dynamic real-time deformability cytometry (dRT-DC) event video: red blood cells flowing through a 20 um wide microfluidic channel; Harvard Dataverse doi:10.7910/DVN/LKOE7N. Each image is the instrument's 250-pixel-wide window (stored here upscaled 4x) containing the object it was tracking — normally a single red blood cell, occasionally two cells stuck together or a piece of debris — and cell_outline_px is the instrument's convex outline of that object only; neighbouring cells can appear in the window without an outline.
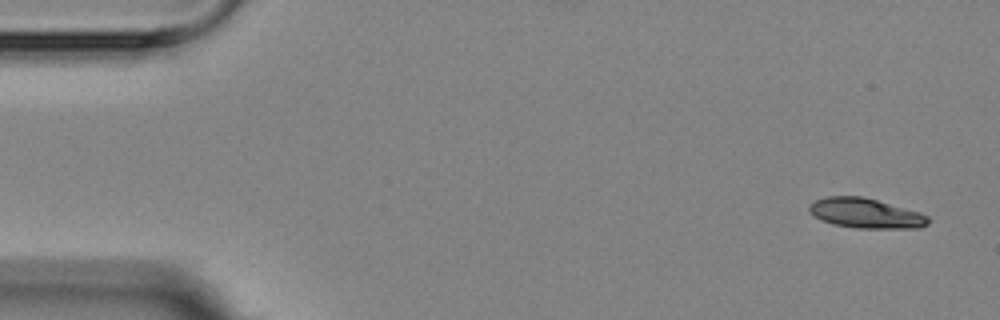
{"species": "Egyptian fruit bat (a non-hibernating species)", "species_latin": "Rousettus aegyptiacus", "temperature_condition": "room temperature", "stored_images_in_passage": 5, "camera_frame_rate_fps": 3000, "um_per_image_px": 0.085, "animal": {"sex": "female"}, "frame": {"image": 1, "passage_image": 1, "time_ms": 0.0, "image_size_px": [1000, 320], "cell_outline_px": [[928, 224], [920, 228], [856, 228], [832, 224], [820, 220], [812, 216], [808, 212], [808, 204], [816, 200], [828, 196], [864, 196], [920, 212], [928, 216]], "centroid_in_image_um": [73.54, 18.12], "position_along_channel_um": 11.5, "area_um2": 20.98}}
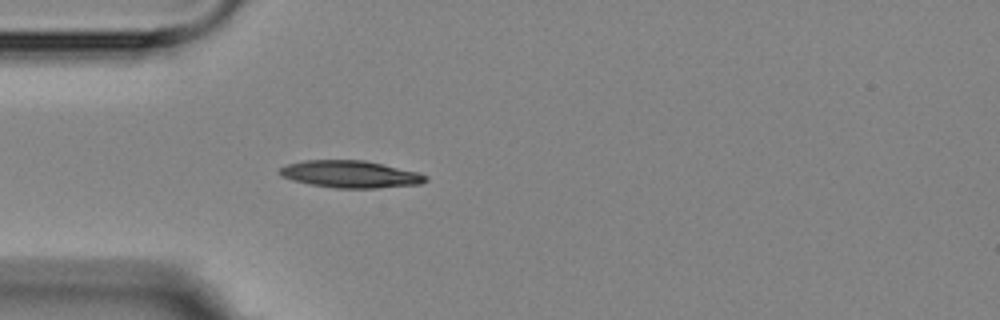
{"frame": {"image": 2, "passage_image": 5, "time_ms": 4.333, "image_size_px": [1000, 320], "cell_outline_px": [[428, 180], [420, 184], [376, 188], [336, 188], [308, 184], [292, 180], [284, 176], [280, 172], [280, 168], [288, 164], [304, 160], [364, 160], [420, 172], [428, 176]], "centroid_in_image_um": [29.83, 14.81], "position_along_channel_um": 55.2, "area_um2": 23.06}}